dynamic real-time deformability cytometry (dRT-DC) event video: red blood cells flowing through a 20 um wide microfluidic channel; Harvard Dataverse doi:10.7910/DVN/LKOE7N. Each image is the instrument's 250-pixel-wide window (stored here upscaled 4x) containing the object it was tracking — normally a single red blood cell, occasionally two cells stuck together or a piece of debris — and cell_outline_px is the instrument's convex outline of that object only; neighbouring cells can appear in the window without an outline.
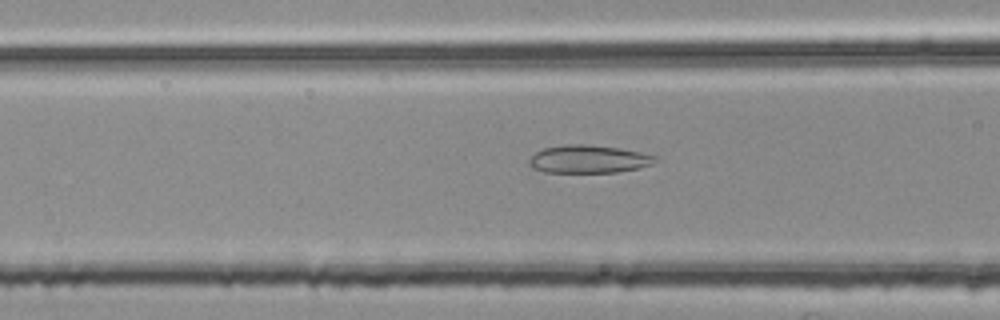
{"species": "common noctule bat (a hibernating species)", "species_latin": "Nyctalus noctula", "temperature_condition": "room temperature", "stored_images_in_passage": 38, "camera_frame_rate_fps": 3000, "um_per_image_px": 0.085, "animal": {"sex": "female", "body_mass_g": 25.1}, "frame": {"image": 1, "passage_image": 5, "time_ms": 1.333, "image_size_px": [1000, 320], "cell_outline_px": [[656, 160], [652, 164], [640, 168], [620, 172], [544, 172], [532, 168], [528, 164], [528, 160], [536, 152], [544, 148], [568, 144], [580, 144], [620, 148], [640, 152], [656, 156]], "centroid_in_image_um": [50.02, 13.53], "position_along_channel_um": 116.6, "area_um2": 20.46}}
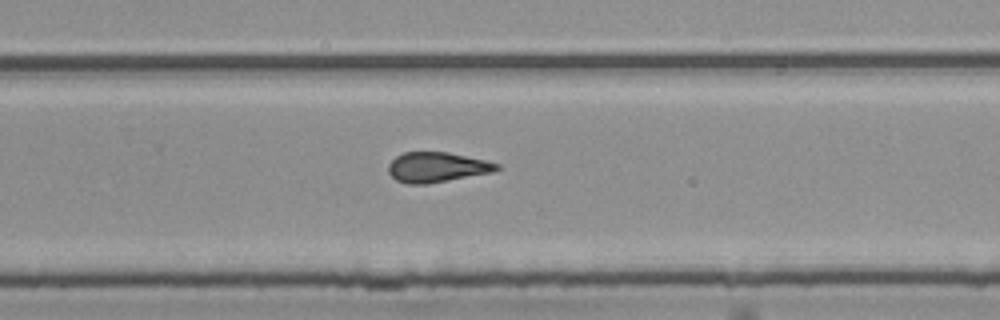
{"frame": {"image": 2, "passage_image": 19, "time_ms": 6.0, "image_size_px": [1000, 320], "cell_outline_px": [[500, 168], [492, 172], [428, 184], [404, 184], [396, 180], [388, 172], [388, 164], [396, 156], [404, 152], [448, 152], [484, 160], [500, 164]], "centroid_in_image_um": [37.1, 14.22], "position_along_channel_um": 292.7, "area_um2": 18.96}}
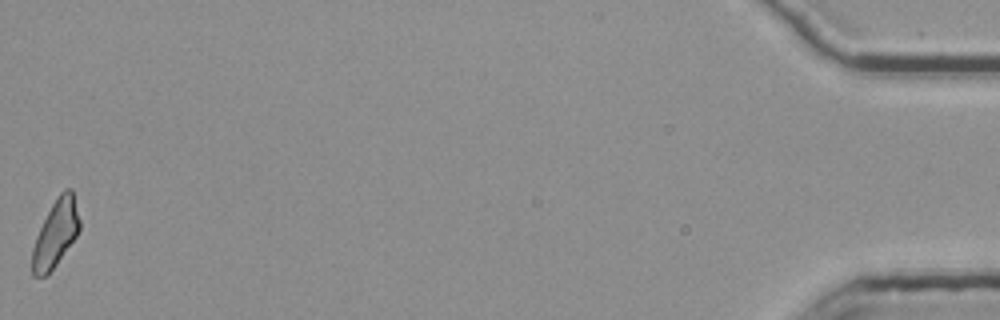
{"frame": {"image": 3, "passage_image": 38, "time_ms": 12.333, "image_size_px": [1000, 320], "cell_outline_px": [[80, 228], [76, 236], [56, 264], [44, 276], [32, 276], [32, 248], [36, 236], [52, 204], [60, 192], [64, 188], [72, 188], [80, 220]], "centroid_in_image_um": [4.73, 19.81], "position_along_channel_um": 430.5, "area_um2": 18.15}, "authors_computed_cell_mechanics": {"area_um2": 18.9873, "velocity_mm_per_s": 3.7786, "shape_relaxation_time_tau1_ms": null, "shape_relaxation_time_tau2_ms": 2.8142, "deformation_change_tau1": null, "deformation_change_tau2": 0.1313}}